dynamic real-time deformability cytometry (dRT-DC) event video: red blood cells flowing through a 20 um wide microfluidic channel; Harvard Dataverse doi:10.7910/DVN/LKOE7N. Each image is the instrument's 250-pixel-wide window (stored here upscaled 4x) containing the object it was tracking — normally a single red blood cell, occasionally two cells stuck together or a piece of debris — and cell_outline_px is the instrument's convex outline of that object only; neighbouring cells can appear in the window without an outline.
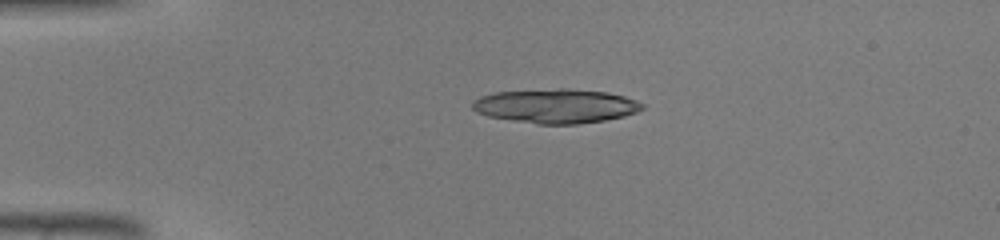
{"species": "common noctule bat (a hibernating species)", "species_latin": "Nyctalus noctula", "temperature_condition": "warm", "stored_images_in_passage": 35, "camera_frame_rate_fps": 3000, "um_per_image_px": 0.085, "animal": {"sex": "male", "body_mass_g": 19.0, "forearm_length_mm": 50.8}, "frame": {"image": 1, "passage_image": 1, "time_ms": 0.0, "image_size_px": [1000, 240], "cell_outline_px": [[644, 108], [636, 112], [624, 116], [604, 120], [576, 124], [536, 124], [488, 116], [476, 112], [472, 108], [472, 100], [480, 96], [496, 92], [560, 88], [568, 88], [608, 92], [624, 96], [636, 100], [644, 104]], "centroid_in_image_um": [47.24, 9.0], "position_along_channel_um": 37.8, "area_um2": 33.99}}